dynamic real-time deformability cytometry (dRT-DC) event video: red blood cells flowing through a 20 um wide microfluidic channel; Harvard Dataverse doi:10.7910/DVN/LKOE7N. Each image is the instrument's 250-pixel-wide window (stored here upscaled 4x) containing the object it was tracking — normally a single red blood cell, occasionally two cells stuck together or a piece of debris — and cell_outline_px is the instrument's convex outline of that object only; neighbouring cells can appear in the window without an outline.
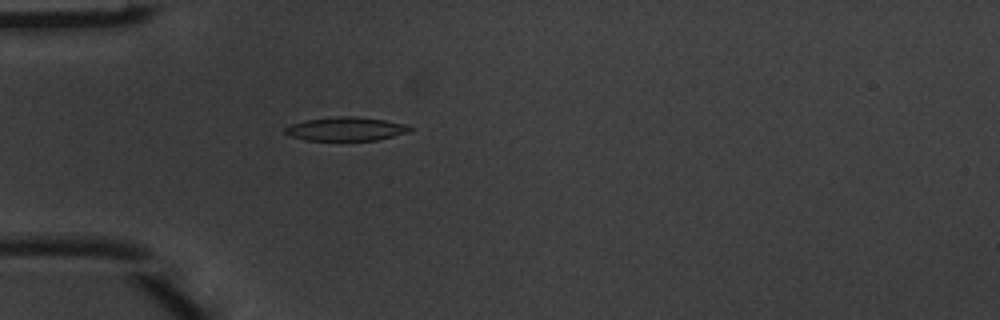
{"species": "common noctule bat (a hibernating species)", "species_latin": "Nyctalus noctula", "temperature_condition": "warm", "stored_images_in_passage": 5, "camera_frame_rate_fps": 3000, "um_per_image_px": 0.085, "animal": {"sex": "male", "body_mass_g": 20.1, "forearm_length_mm": 53.5}, "frame": {"image": 1, "passage_image": 5, "time_ms": 1.333, "image_size_px": [1000, 320], "cell_outline_px": [[412, 128], [404, 132], [380, 140], [304, 140], [288, 136], [284, 132], [284, 128], [292, 124], [308, 120], [340, 116], [352, 116], [384, 120], [408, 124]], "centroid_in_image_um": [29.36, 10.96], "position_along_channel_um": 55.6, "area_um2": 16.99}}